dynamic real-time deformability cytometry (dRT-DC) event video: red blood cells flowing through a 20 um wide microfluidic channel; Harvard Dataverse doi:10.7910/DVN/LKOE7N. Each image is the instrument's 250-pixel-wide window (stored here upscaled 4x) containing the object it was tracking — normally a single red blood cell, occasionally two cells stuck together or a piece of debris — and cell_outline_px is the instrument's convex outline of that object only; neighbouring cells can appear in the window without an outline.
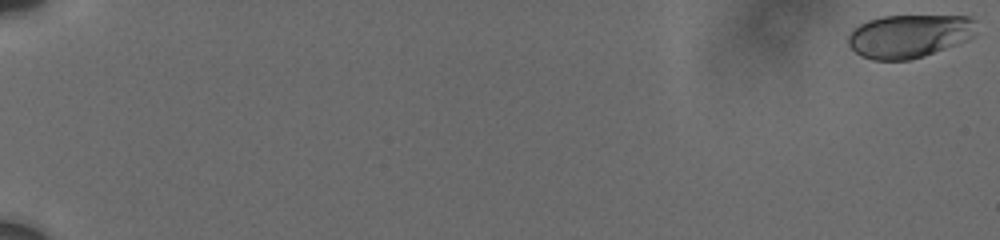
{"species": "human", "species_latin": "Homo sapiens", "temperature_condition": "cold", "stored_images_in_passage": 28, "camera_frame_rate_fps": 3000, "um_per_image_px": 0.085, "donor": {"sex": "male"}, "frame": {"image": 1, "passage_image": 1, "time_ms": 0.0, "image_size_px": [1000, 240], "cell_outline_px": [[976, 32], [968, 40], [924, 56], [908, 60], [872, 60], [860, 56], [848, 44], [848, 36], [860, 24], [868, 20], [884, 16], [968, 16], [976, 20]], "centroid_in_image_um": [77.3, 3.07], "position_along_channel_um": 7.7, "area_um2": 32.31}}
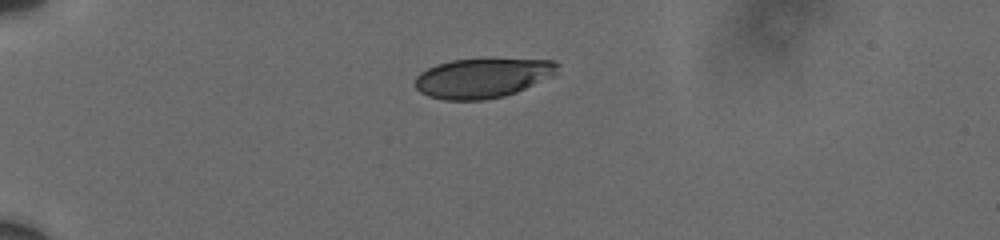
{"frame": {"image": 2, "passage_image": 15, "time_ms": 5.667, "image_size_px": [1000, 240], "cell_outline_px": [[560, 64], [556, 72], [552, 76], [516, 92], [504, 96], [484, 100], [444, 100], [428, 96], [420, 92], [412, 84], [416, 76], [420, 72], [436, 64], [452, 60], [552, 60]], "centroid_in_image_um": [40.95, 6.65], "position_along_channel_um": 44.0, "area_um2": 32.6}}
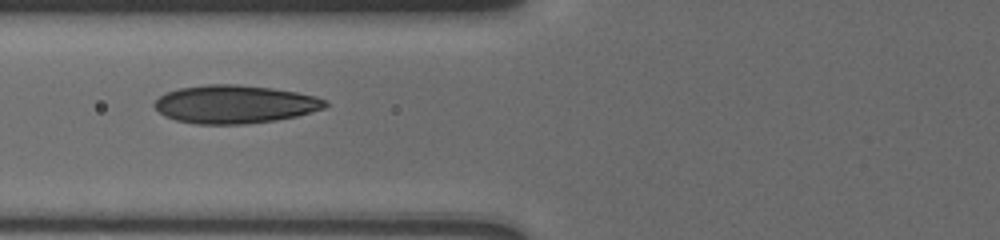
{"frame": {"image": 3, "passage_image": 27, "time_ms": 8.667, "image_size_px": [1000, 240], "cell_outline_px": [[328, 104], [324, 108], [296, 116], [276, 120], [244, 124], [196, 124], [176, 120], [164, 116], [152, 104], [160, 96], [168, 92], [180, 88], [208, 84], [236, 84], [272, 88], [296, 92], [316, 96], [324, 100]], "centroid_in_image_um": [19.94, 8.86], "position_along_channel_um": 105.9, "area_um2": 37.8}}